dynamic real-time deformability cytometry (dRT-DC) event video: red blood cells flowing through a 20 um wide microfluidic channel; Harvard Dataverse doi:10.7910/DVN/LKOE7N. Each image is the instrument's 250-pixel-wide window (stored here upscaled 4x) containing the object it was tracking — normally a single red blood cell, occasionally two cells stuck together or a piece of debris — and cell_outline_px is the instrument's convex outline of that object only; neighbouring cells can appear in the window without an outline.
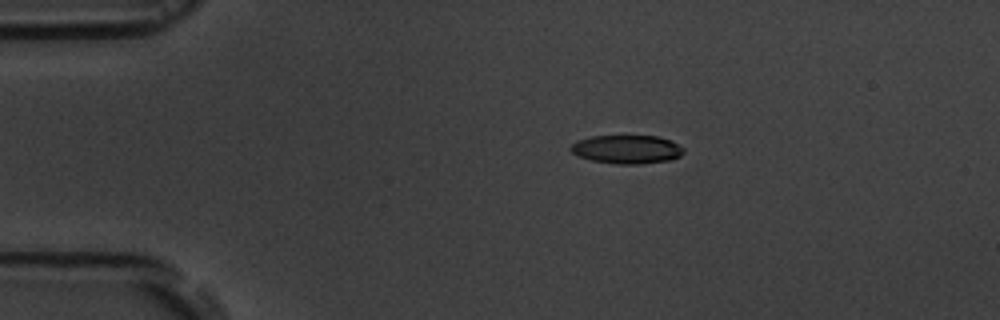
{"species": "common noctule bat (a hibernating species)", "species_latin": "Nyctalus noctula", "temperature_condition": "room temperature", "stored_images_in_passage": 10, "camera_frame_rate_fps": 3000, "um_per_image_px": 0.085, "animal": {"sex": "male", "body_mass_g": 19.5, "forearm_length_mm": 54.6}, "frame": {"image": 1, "passage_image": 4, "time_ms": 3.333, "image_size_px": [1000, 320], "cell_outline_px": [[684, 152], [680, 156], [672, 160], [640, 164], [616, 164], [592, 160], [580, 156], [572, 152], [568, 148], [576, 140], [592, 136], [660, 136], [684, 148]], "centroid_in_image_um": [53.28, 12.69], "position_along_channel_um": 31.7, "area_um2": 18.79}}
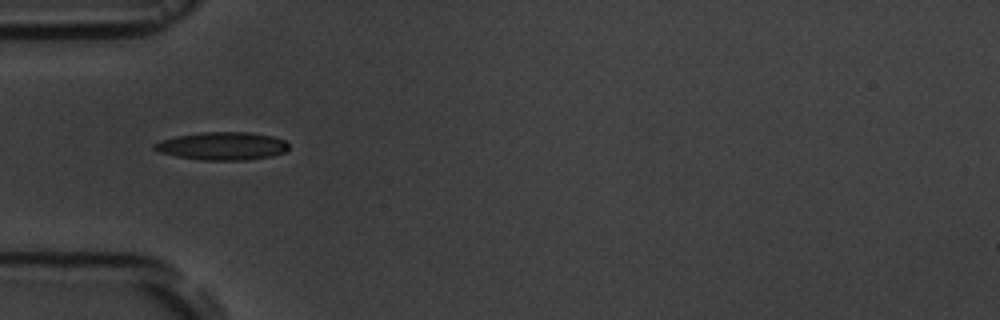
{"frame": {"image": 2, "passage_image": 6, "time_ms": 5.667, "image_size_px": [1000, 320], "cell_outline_px": [[288, 148], [284, 152], [272, 156], [244, 160], [204, 160], [176, 156], [160, 152], [152, 148], [152, 144], [160, 140], [176, 136], [200, 132], [248, 132], [272, 136], [284, 140], [288, 144]], "centroid_in_image_um": [18.86, 12.4], "position_along_channel_um": 66.1, "area_um2": 21.85}}
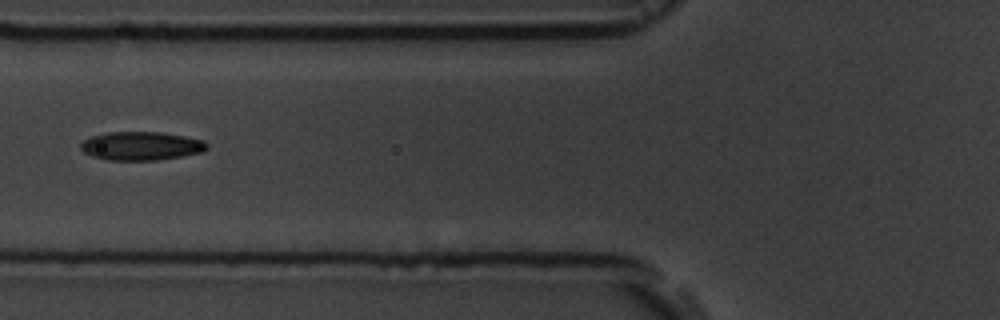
{"frame": {"image": 3, "passage_image": 7, "time_ms": 7.0, "image_size_px": [1000, 320], "cell_outline_px": [[208, 148], [200, 152], [184, 156], [156, 160], [108, 160], [92, 156], [84, 152], [80, 148], [80, 144], [84, 140], [92, 136], [108, 132], [160, 132], [184, 136], [204, 140], [208, 144]], "centroid_in_image_um": [12.01, 12.4], "position_along_channel_um": 113.8, "area_um2": 20.98}}